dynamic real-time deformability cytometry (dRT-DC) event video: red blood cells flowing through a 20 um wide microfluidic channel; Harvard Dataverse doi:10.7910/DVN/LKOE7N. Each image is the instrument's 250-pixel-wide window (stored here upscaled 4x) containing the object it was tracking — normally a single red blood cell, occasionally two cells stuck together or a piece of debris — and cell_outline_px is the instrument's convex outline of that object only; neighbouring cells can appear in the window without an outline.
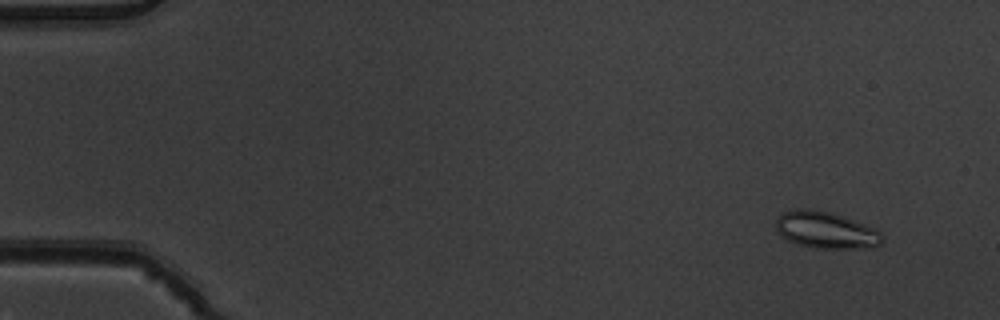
{"species": "common noctule bat (a hibernating species)", "species_latin": "Nyctalus noctula", "temperature_condition": "warm", "stored_images_in_passage": 5, "camera_frame_rate_fps": 3000, "um_per_image_px": 0.085, "animal": {"sex": "male", "body_mass_g": 19.5, "forearm_length_mm": 54.6}, "frame": {"image": 1, "passage_image": 2, "time_ms": 0.333, "image_size_px": [1000, 320], "cell_outline_px": [[884, 240], [880, 244], [868, 248], [812, 248], [796, 244], [788, 240], [776, 228], [776, 216], [784, 212], [800, 208], [808, 208], [828, 212], [844, 216], [876, 228], [884, 236]], "centroid_in_image_um": [70.23, 19.56], "position_along_channel_um": 14.8, "area_um2": 22.89}}
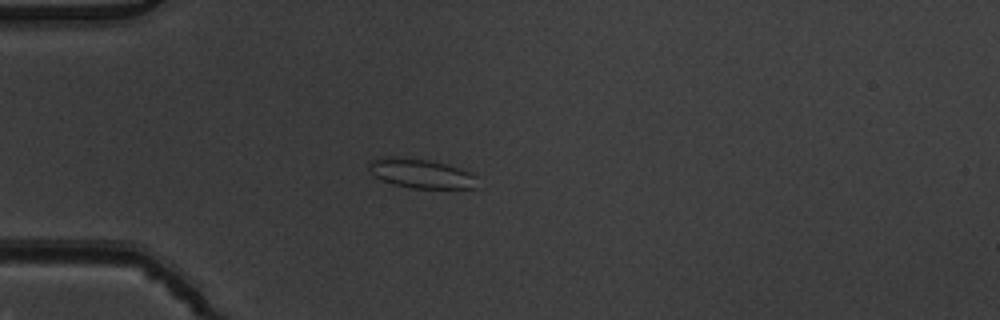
{"frame": {"image": 2, "passage_image": 5, "time_ms": 1.333, "image_size_px": [1000, 320], "cell_outline_px": [[480, 188], [412, 188], [392, 184], [372, 176], [368, 168], [368, 164], [372, 160], [380, 156], [392, 156], [432, 160], [460, 168], [472, 172], [476, 176]], "centroid_in_image_um": [35.79, 14.74], "position_along_channel_um": 49.2, "area_um2": 19.02}}